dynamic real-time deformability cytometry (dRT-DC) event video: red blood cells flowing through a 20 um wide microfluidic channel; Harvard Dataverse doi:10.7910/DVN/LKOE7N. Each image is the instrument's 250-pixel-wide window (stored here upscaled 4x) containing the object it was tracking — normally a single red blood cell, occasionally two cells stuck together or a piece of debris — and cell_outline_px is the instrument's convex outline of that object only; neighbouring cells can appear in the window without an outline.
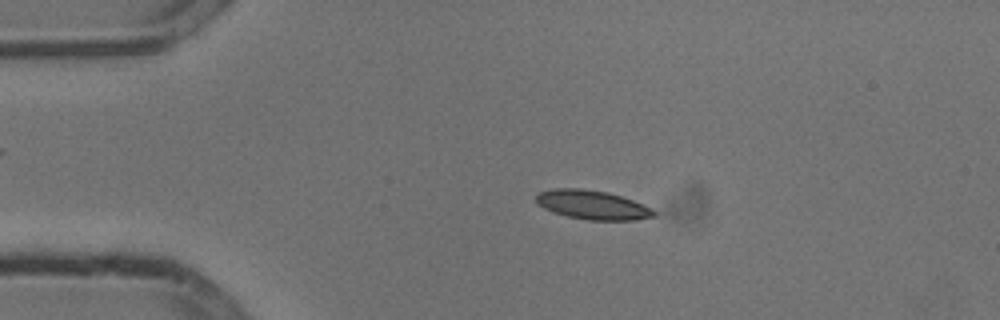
{"species": "common noctule bat (a hibernating species)", "species_latin": "Nyctalus noctula", "temperature_condition": "cold", "stored_images_in_passage": 54, "camera_frame_rate_fps": 3000, "um_per_image_px": 0.085, "animal": {"sex": "male", "body_mass_g": 13.3}, "frame": {"image": 1, "passage_image": 11, "time_ms": 3.333, "image_size_px": [1000, 320], "cell_outline_px": [[656, 216], [636, 220], [588, 220], [568, 216], [552, 212], [536, 204], [536, 192], [552, 188], [580, 188], [608, 192], [632, 200], [652, 208], [656, 212]], "centroid_in_image_um": [50.32, 17.41], "position_along_channel_um": 34.7, "area_um2": 20.11}}
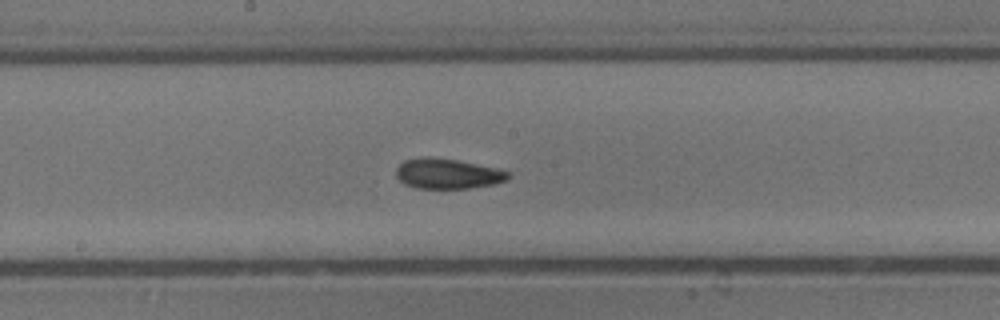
{"frame": {"image": 2, "passage_image": 28, "time_ms": 9.0, "image_size_px": [1000, 320], "cell_outline_px": [[508, 180], [496, 184], [468, 188], [416, 188], [404, 184], [396, 176], [396, 168], [404, 160], [424, 156], [428, 156], [456, 160], [496, 168], [508, 172]], "centroid_in_image_um": [38.01, 14.76], "position_along_channel_um": 210.2, "area_um2": 19.65}}
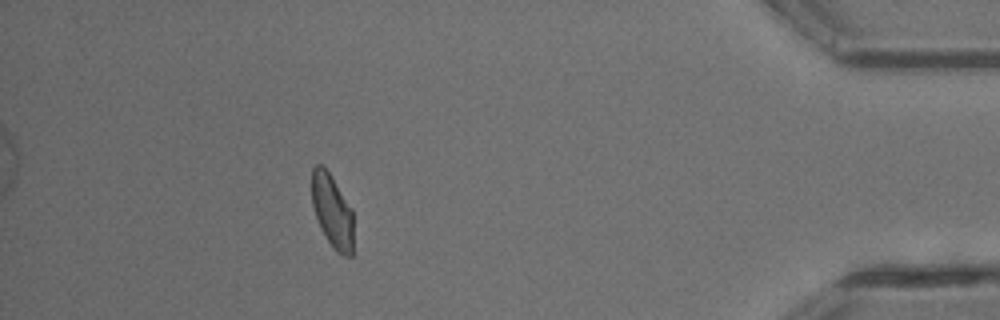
{"frame": {"image": 3, "passage_image": 48, "time_ms": 15.667, "image_size_px": [1000, 320], "cell_outline_px": [[352, 256], [344, 256], [336, 252], [332, 248], [320, 228], [312, 204], [312, 168], [316, 164], [320, 164], [328, 172], [352, 208]], "centroid_in_image_um": [28.23, 17.97], "position_along_channel_um": 407.0, "area_um2": 17.63}, "authors_computed_cell_mechanics": {"area_um2": 19.3341, "velocity_mm_per_s": 3.7778, "shape_relaxation_time_tau1_ms": 7.6695, "shape_relaxation_time_tau2_ms": 2.1171, "deformation_change_tau1": 0.1572, "deformation_change_tau2": 0.0713}}